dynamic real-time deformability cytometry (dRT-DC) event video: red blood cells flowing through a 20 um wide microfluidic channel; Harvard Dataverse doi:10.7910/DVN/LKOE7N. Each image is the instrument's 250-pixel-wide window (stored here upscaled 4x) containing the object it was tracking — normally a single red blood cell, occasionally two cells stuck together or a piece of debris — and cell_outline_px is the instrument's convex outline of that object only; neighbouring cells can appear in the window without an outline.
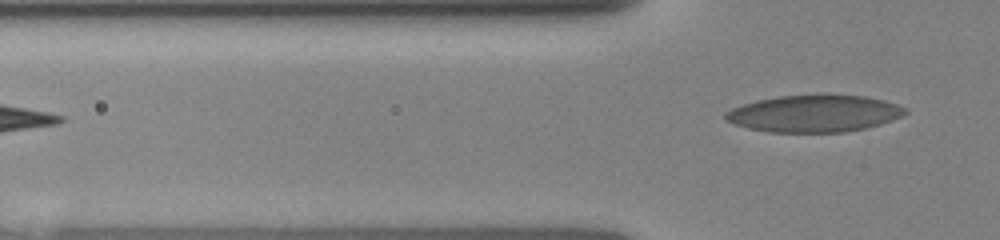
{"species": "human", "species_latin": "Homo sapiens", "temperature_condition": "room temperature", "stored_images_in_passage": 5, "segment_of_instrument_passage": [2, 2], "camera_frame_rate_fps": 3000, "um_per_image_px": 0.085, "donor": {"sex": "female"}, "frame": {"image": 1, "passage_image": 5, "time_ms": 3.333, "image_size_px": [1000, 240], "cell_outline_px": [[908, 112], [900, 116], [880, 124], [864, 128], [844, 132], [768, 132], [748, 128], [724, 120], [724, 112], [732, 108], [756, 100], [776, 96], [824, 92], [864, 96], [884, 100], [896, 104], [904, 108]], "centroid_in_image_um": [69.17, 9.61], "position_along_channel_um": 56.6, "area_um2": 39.42}}